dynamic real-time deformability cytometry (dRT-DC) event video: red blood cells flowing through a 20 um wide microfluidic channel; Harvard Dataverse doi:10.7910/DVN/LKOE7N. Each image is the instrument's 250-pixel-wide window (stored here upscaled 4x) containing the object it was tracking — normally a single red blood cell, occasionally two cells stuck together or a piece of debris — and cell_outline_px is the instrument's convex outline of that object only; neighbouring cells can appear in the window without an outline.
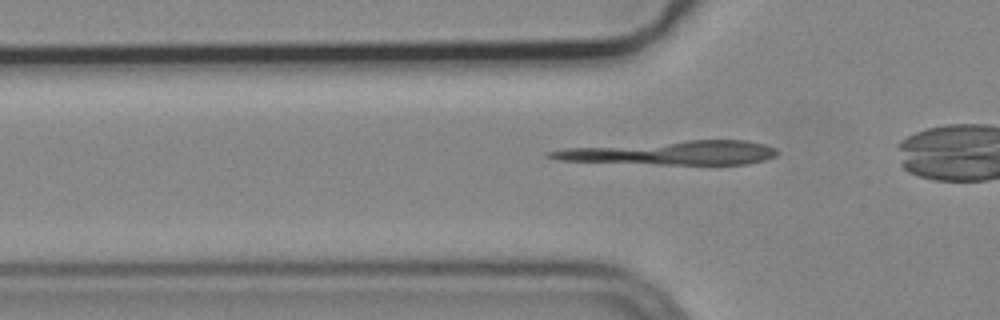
{"species": "common noctule bat (a hibernating species)", "species_latin": "Nyctalus noctula", "temperature_condition": "cold", "stored_images_in_passage": 6, "segment_of_instrument_passage": [2, 2], "camera_frame_rate_fps": 3000, "um_per_image_px": 0.085, "animal": {"sex": "male", "body_mass_g": 19.2, "forearm_length_mm": 51.8}, "frame": {"image": 1, "passage_image": 6, "time_ms": 1.667, "image_size_px": [1000, 320], "cell_outline_px": [[780, 152], [776, 156], [764, 160], [748, 164], [656, 164], [560, 160], [544, 156], [544, 152], [564, 148], [688, 140], [748, 140], [764, 144], [776, 148]], "centroid_in_image_um": [57.1, 12.98], "position_along_channel_um": 68.7, "area_um2": 31.73}}